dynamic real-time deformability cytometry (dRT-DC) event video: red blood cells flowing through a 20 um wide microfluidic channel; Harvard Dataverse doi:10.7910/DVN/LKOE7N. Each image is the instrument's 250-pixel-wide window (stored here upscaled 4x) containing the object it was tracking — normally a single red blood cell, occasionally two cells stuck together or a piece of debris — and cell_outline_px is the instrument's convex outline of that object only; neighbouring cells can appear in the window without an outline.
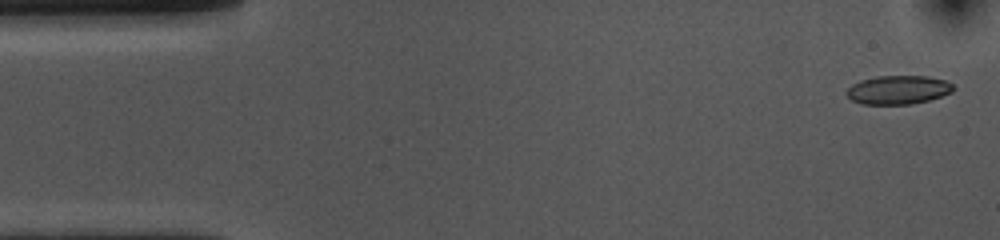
{"species": "common noctule bat (a hibernating species)", "species_latin": "Nyctalus noctula", "temperature_condition": "cold", "stored_images_in_passage": 54, "camera_frame_rate_fps": 3000, "um_per_image_px": 0.085, "animal": {"sex": "female", "body_mass_g": 10.0, "forearm_length_mm": 53.1}, "frame": {"image": 1, "passage_image": 2, "time_ms": 0.333, "image_size_px": [1000, 240], "cell_outline_px": [[952, 92], [928, 100], [912, 104], [860, 104], [852, 100], [844, 92], [852, 84], [860, 80], [876, 76], [928, 76], [944, 80], [952, 84]], "centroid_in_image_um": [76.29, 7.63], "position_along_channel_um": 8.7, "area_um2": 17.8}}
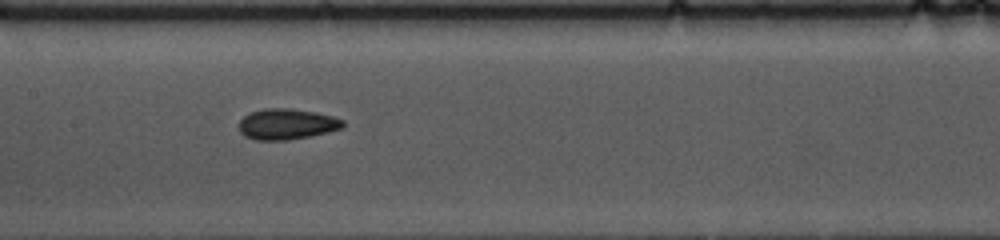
{"frame": {"image": 2, "passage_image": 25, "time_ms": 8.0, "image_size_px": [1000, 240], "cell_outline_px": [[344, 128], [312, 136], [288, 140], [256, 140], [244, 136], [240, 132], [240, 120], [244, 116], [252, 112], [264, 108], [288, 108], [316, 112], [332, 116], [344, 120]], "centroid_in_image_um": [24.4, 10.55], "position_along_channel_um": 183.0, "area_um2": 18.73}}
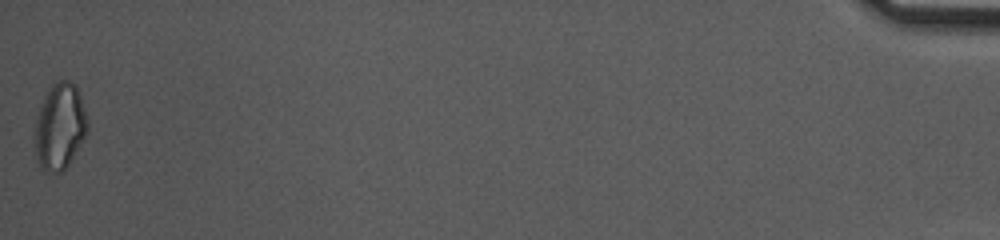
{"frame": {"image": 3, "passage_image": 54, "time_ms": 17.667, "image_size_px": [1000, 240], "cell_outline_px": [[88, 132], [68, 164], [60, 172], [44, 172], [40, 168], [36, 160], [32, 136], [36, 116], [40, 104], [44, 96], [52, 84], [56, 80], [68, 80], [76, 84], [88, 120]], "centroid_in_image_um": [5.03, 10.75], "position_along_channel_um": 430.2, "area_um2": 27.11}, "authors_computed_cell_mechanics": {"area_um2": 18.2648, "velocity_mm_per_s": 3.6318, "shape_relaxation_time_tau1_ms": 4.0177, "shape_relaxation_time_tau2_ms": 3.6697, "deformation_change_tau1": 0.1145, "deformation_change_tau2": 0.093}}